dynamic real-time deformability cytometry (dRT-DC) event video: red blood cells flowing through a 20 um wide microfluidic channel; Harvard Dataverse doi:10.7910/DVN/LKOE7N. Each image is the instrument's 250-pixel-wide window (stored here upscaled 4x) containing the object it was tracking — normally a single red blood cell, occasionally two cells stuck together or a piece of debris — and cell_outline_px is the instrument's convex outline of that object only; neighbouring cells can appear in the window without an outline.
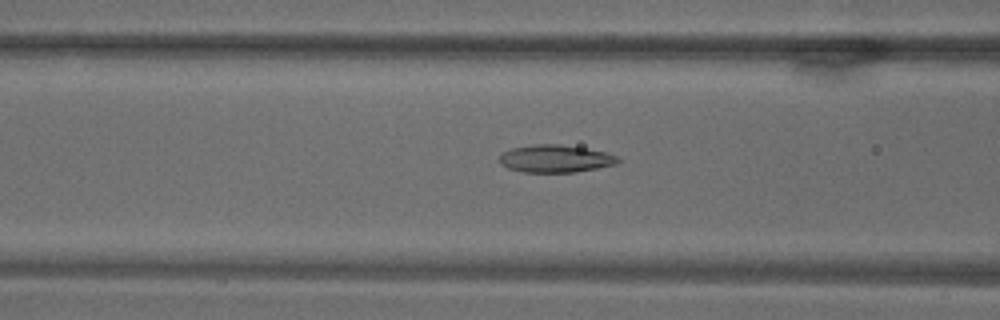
{"species": "common noctule bat (a hibernating species)", "species_latin": "Nyctalus noctula", "temperature_condition": "warm", "stored_images_in_passage": 71, "camera_frame_rate_fps": 3000, "um_per_image_px": 0.085, "animal": {"sex": "male", "body_mass_g": 18.8}, "frame": {"image": 1, "passage_image": 29, "time_ms": 9.333, "image_size_px": [1000, 320], "cell_outline_px": [[624, 160], [616, 164], [576, 172], [524, 172], [508, 168], [500, 164], [500, 152], [512, 148], [536, 144], [560, 144], [584, 148], [604, 152], [616, 156]], "centroid_in_image_um": [47.2, 13.48], "position_along_channel_um": 119.4, "area_um2": 19.02}}
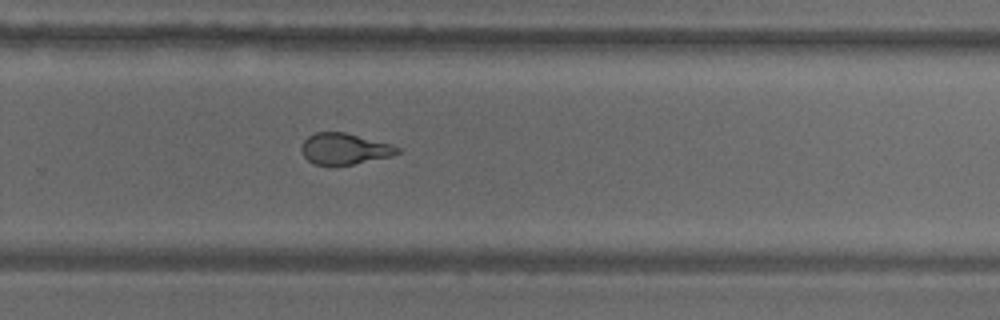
{"frame": {"image": 2, "passage_image": 48, "time_ms": 15.667, "image_size_px": [1000, 320], "cell_outline_px": [[400, 152], [392, 156], [352, 164], [312, 164], [300, 152], [300, 144], [308, 136], [316, 132], [344, 132], [392, 144], [400, 148]], "centroid_in_image_um": [29.26, 12.64], "position_along_channel_um": 300.5, "area_um2": 17.4}}
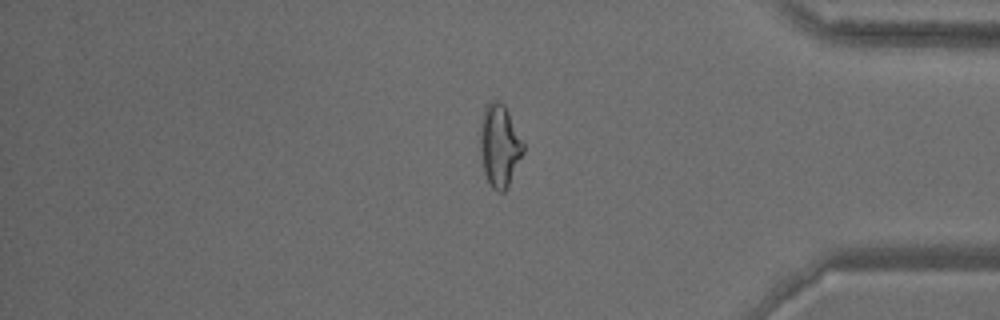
{"frame": {"image": 3, "passage_image": 60, "time_ms": 19.667, "image_size_px": [1000, 320], "cell_outline_px": [[524, 152], [508, 188], [504, 192], [496, 192], [488, 184], [484, 172], [480, 152], [480, 124], [484, 104], [492, 100], [496, 100], [504, 104], [524, 144]], "centroid_in_image_um": [42.44, 12.4], "position_along_channel_um": 392.8, "area_um2": 21.04}}